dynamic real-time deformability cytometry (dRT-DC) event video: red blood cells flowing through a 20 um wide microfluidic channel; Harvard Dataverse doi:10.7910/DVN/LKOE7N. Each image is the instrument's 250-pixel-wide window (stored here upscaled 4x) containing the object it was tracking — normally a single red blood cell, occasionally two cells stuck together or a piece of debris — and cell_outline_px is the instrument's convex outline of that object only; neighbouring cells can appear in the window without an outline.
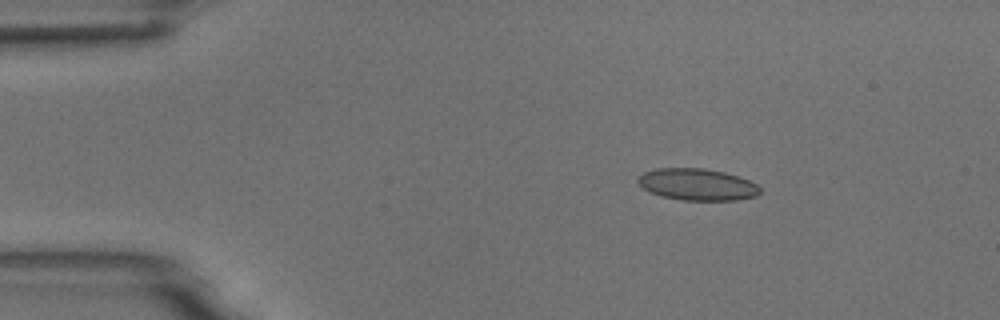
{"species": "common noctule bat (a hibernating species)", "species_latin": "Nyctalus noctula", "temperature_condition": "room temperature", "stored_images_in_passage": 4, "camera_frame_rate_fps": 3000, "um_per_image_px": 0.085, "animal": {"sex": "male", "body_mass_g": 18.8}, "frame": {"image": 1, "passage_image": 2, "time_ms": 1.333, "image_size_px": [1000, 320], "cell_outline_px": [[760, 192], [756, 196], [736, 200], [680, 200], [660, 196], [644, 188], [636, 180], [644, 172], [656, 168], [704, 168], [724, 172], [748, 180], [756, 184], [760, 188]], "centroid_in_image_um": [59.26, 15.68], "position_along_channel_um": 25.7, "area_um2": 22.43}}